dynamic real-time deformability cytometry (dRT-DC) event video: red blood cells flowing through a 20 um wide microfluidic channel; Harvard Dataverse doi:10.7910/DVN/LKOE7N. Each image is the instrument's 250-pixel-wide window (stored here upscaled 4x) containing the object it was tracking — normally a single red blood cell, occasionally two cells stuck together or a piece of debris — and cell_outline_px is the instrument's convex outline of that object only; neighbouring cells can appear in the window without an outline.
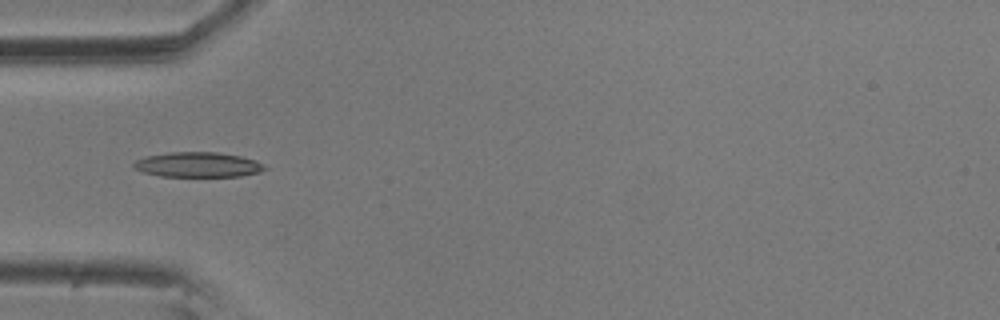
{"species": "common noctule bat (a hibernating species)", "species_latin": "Nyctalus noctula", "temperature_condition": "room temperature", "stored_images_in_passage": 3, "camera_frame_rate_fps": 3000, "um_per_image_px": 0.085, "animal": {"sex": "male", "body_mass_g": 20.5, "forearm_length_mm": 52.5}, "frame": {"image": 1, "passage_image": 3, "time_ms": 0.667, "image_size_px": [1000, 320], "cell_outline_px": [[268, 168], [260, 172], [240, 176], [160, 176], [144, 172], [132, 168], [132, 164], [136, 160], [144, 156], [168, 152], [216, 152], [240, 156], [256, 160], [264, 164]], "centroid_in_image_um": [16.81, 13.99], "position_along_channel_um": 68.2, "area_um2": 19.19}}